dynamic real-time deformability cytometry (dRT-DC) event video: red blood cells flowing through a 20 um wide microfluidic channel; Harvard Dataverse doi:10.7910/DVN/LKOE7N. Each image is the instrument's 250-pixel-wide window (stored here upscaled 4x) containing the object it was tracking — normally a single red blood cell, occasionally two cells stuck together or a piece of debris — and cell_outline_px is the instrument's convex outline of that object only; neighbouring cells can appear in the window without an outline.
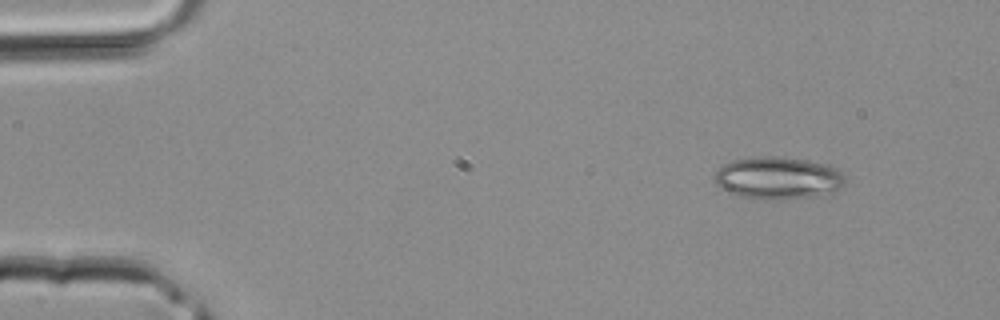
{"species": "common noctule bat (a hibernating species)", "species_latin": "Nyctalus noctula", "temperature_condition": "room temperature", "stored_images_in_passage": 37, "camera_frame_rate_fps": 3000, "um_per_image_px": 0.085, "animal": {"sex": "male", "body_mass_g": 20.4}, "frame": {"image": 1, "passage_image": 1, "time_ms": 0.0, "image_size_px": [1000, 320], "cell_outline_px": [[844, 184], [840, 188], [832, 192], [812, 196], [768, 200], [748, 200], [716, 184], [716, 172], [724, 164], [732, 160], [756, 156], [784, 156], [828, 164], [836, 168], [844, 176]], "centroid_in_image_um": [66.14, 15.12], "position_along_channel_um": 18.9, "area_um2": 32.19}}
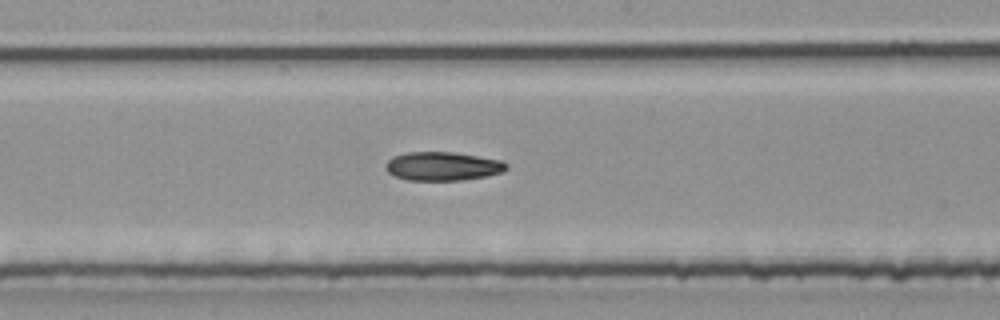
{"frame": {"image": 2, "passage_image": 18, "time_ms": 5.667, "image_size_px": [1000, 320], "cell_outline_px": [[508, 168], [500, 172], [488, 176], [460, 180], [408, 180], [392, 176], [384, 168], [384, 164], [392, 156], [404, 152], [452, 152], [500, 160], [508, 164]], "centroid_in_image_um": [37.56, 14.13], "position_along_channel_um": 210.6, "area_um2": 20.29}}
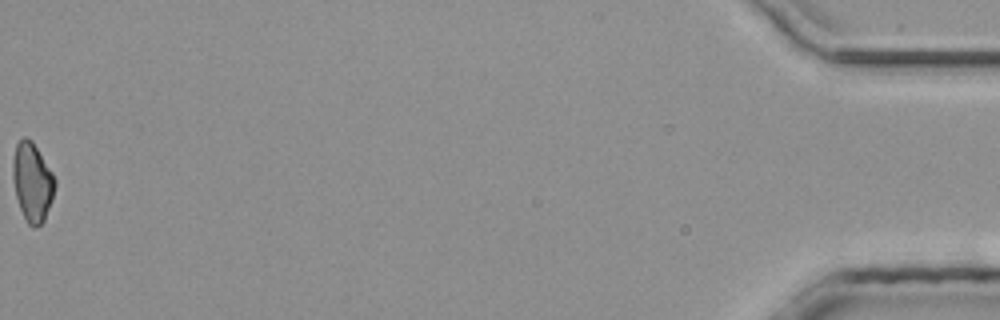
{"frame": {"image": 3, "passage_image": 37, "time_ms": 12.0, "image_size_px": [1000, 320], "cell_outline_px": [[56, 184], [44, 220], [40, 224], [32, 228], [28, 224], [20, 208], [16, 196], [12, 176], [12, 160], [16, 144], [24, 136], [32, 140], [52, 172], [56, 180]], "centroid_in_image_um": [2.73, 15.44], "position_along_channel_um": 432.5, "area_um2": 19.13}}